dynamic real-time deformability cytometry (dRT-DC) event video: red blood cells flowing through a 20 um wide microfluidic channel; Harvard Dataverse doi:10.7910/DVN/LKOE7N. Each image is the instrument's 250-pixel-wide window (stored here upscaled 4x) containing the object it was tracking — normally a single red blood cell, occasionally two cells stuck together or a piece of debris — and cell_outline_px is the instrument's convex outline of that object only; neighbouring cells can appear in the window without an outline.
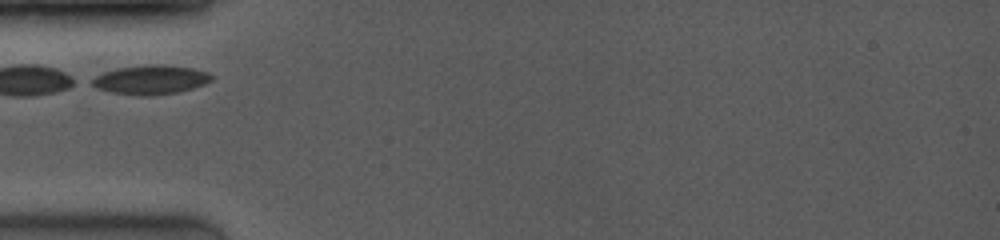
{"species": "common noctule bat (a hibernating species)", "species_latin": "Nyctalus noctula", "temperature_condition": "room temperature", "stored_images_in_passage": 13, "camera_frame_rate_fps": 4000, "um_per_image_px": 0.085, "animal": {"sex": "female", "body_mass_g": 19.0, "forearm_length_mm": 53.3}, "frame": {"image": 1, "passage_image": 1, "time_ms": 0.0, "image_size_px": [1000, 240], "cell_outline_px": [[212, 80], [204, 84], [192, 88], [176, 92], [152, 96], [140, 96], [112, 92], [100, 88], [92, 84], [88, 80], [104, 72], [120, 68], [156, 64], [192, 68], [208, 72], [212, 76]], "centroid_in_image_um": [12.81, 6.79], "position_along_channel_um": 72.2, "area_um2": 19.94}}
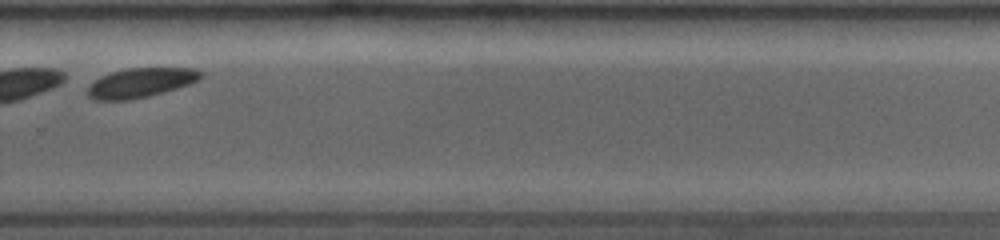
{"frame": {"image": 2, "passage_image": 11, "time_ms": 2.5, "image_size_px": [1000, 240], "cell_outline_px": [[204, 76], [188, 84], [176, 88], [148, 96], [128, 100], [96, 100], [88, 96], [88, 88], [96, 80], [112, 72], [132, 68], [192, 68], [200, 72]], "centroid_in_image_um": [11.96, 7.04], "position_along_channel_um": 317.8, "area_um2": 18.84}}